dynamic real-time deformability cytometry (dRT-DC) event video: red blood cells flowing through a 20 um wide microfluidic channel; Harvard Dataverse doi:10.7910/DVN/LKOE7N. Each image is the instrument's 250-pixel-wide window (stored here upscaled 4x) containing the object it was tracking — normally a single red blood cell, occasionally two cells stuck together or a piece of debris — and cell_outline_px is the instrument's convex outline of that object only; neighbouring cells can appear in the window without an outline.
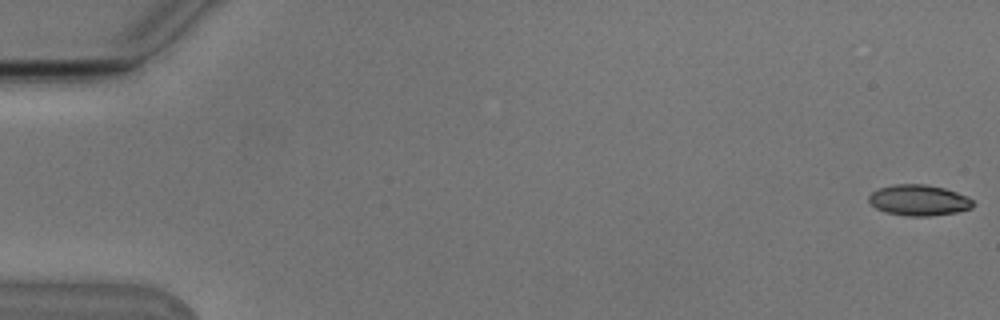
{"species": "Egyptian fruit bat (a non-hibernating species)", "species_latin": "Rousettus aegyptiacus", "temperature_condition": "cold", "stored_images_in_passage": 56, "segment_of_instrument_passage": [1, 2], "camera_frame_rate_fps": 3000, "um_per_image_px": 0.085, "animal": {"sex": "male"}, "frame": {"image": 1, "passage_image": 1, "time_ms": 0.0, "image_size_px": [1000, 320], "cell_outline_px": [[976, 204], [972, 208], [956, 212], [928, 216], [908, 216], [884, 212], [876, 208], [868, 200], [868, 196], [872, 192], [880, 188], [892, 184], [924, 184], [944, 188], [968, 196]], "centroid_in_image_um": [78.11, 17.02], "position_along_channel_um": 6.9, "area_um2": 18.79}}
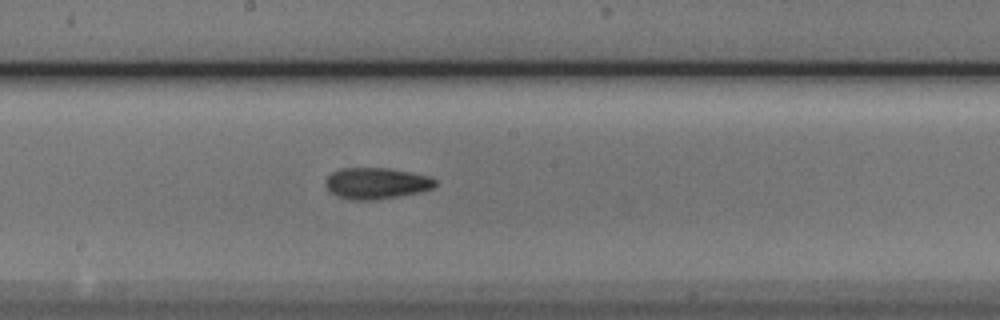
{"frame": {"image": 2, "passage_image": 30, "time_ms": 9.667, "image_size_px": [1000, 320], "cell_outline_px": [[436, 184], [432, 188], [420, 192], [376, 200], [348, 200], [336, 196], [324, 184], [324, 180], [332, 172], [344, 168], [388, 168], [428, 176], [436, 180]], "centroid_in_image_um": [31.95, 15.59], "position_along_channel_um": 216.2, "area_um2": 19.94}}
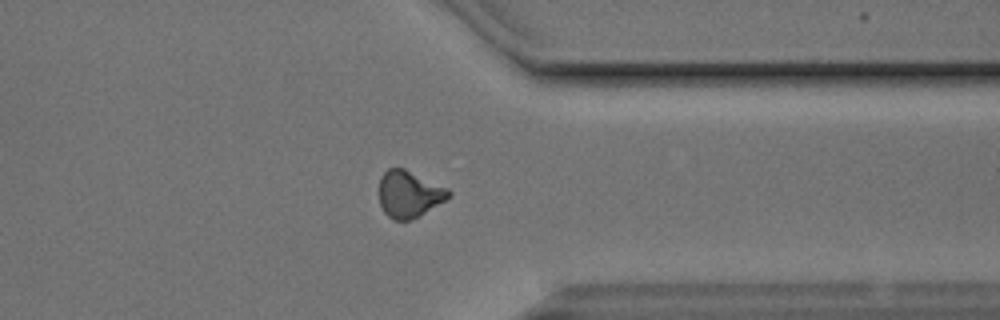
{"frame": {"image": 3, "passage_image": 43, "time_ms": 14.0, "image_size_px": [1000, 320], "cell_outline_px": [[452, 196], [420, 216], [408, 220], [392, 220], [384, 212], [380, 204], [380, 176], [388, 168], [404, 168], [448, 188], [452, 192]], "centroid_in_image_um": [34.79, 16.5], "position_along_channel_um": 376.6, "area_um2": 19.02}}